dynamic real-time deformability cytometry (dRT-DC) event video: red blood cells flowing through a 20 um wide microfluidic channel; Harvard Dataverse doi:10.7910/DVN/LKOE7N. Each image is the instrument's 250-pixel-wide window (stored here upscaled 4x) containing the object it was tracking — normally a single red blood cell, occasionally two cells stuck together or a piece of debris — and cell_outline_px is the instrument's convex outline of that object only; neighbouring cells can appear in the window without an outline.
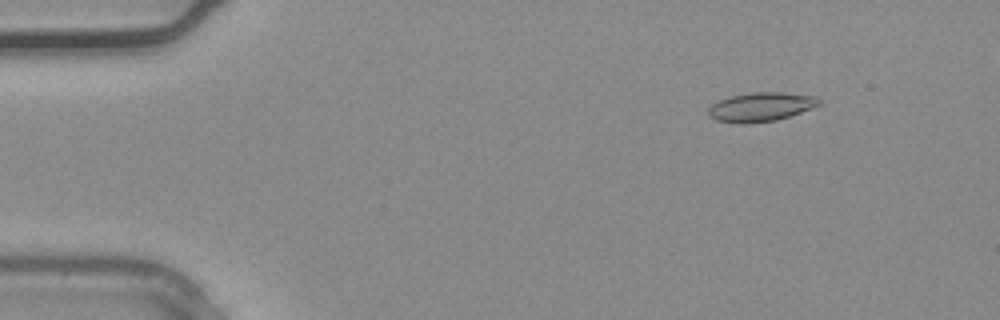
{"species": "common noctule bat (a hibernating species)", "species_latin": "Nyctalus noctula", "temperature_condition": "warm", "stored_images_in_passage": 36, "camera_frame_rate_fps": 3000, "um_per_image_px": 0.085, "animal": {"sex": "male", "body_mass_g": 20.4}, "frame": {"image": 1, "passage_image": 5, "time_ms": 1.333, "image_size_px": [1000, 320], "cell_outline_px": [[820, 104], [800, 112], [776, 120], [740, 124], [716, 120], [708, 116], [708, 108], [712, 104], [720, 100], [732, 96], [752, 92], [780, 92], [816, 96], [820, 100]], "centroid_in_image_um": [64.64, 9.08], "position_along_channel_um": 20.4, "area_um2": 18.5}}
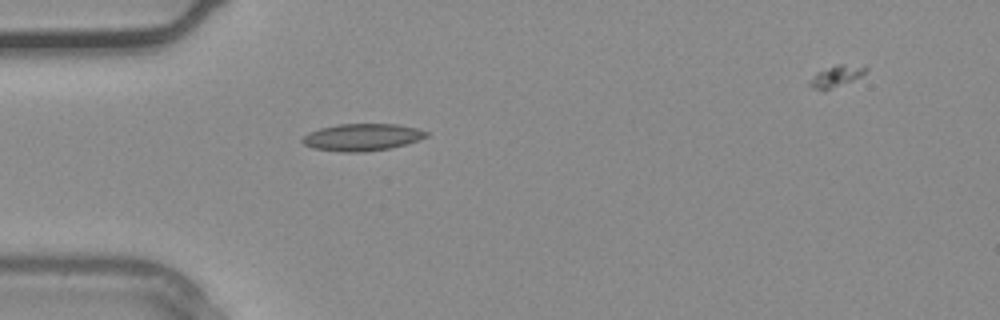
{"frame": {"image": 2, "passage_image": 11, "time_ms": 3.333, "image_size_px": [1000, 320], "cell_outline_px": [[428, 136], [420, 140], [388, 148], [364, 152], [340, 152], [312, 148], [304, 144], [300, 140], [308, 132], [320, 128], [336, 124], [396, 124], [416, 128], [428, 132]], "centroid_in_image_um": [30.75, 11.66], "position_along_channel_um": 54.3, "area_um2": 19.59}}
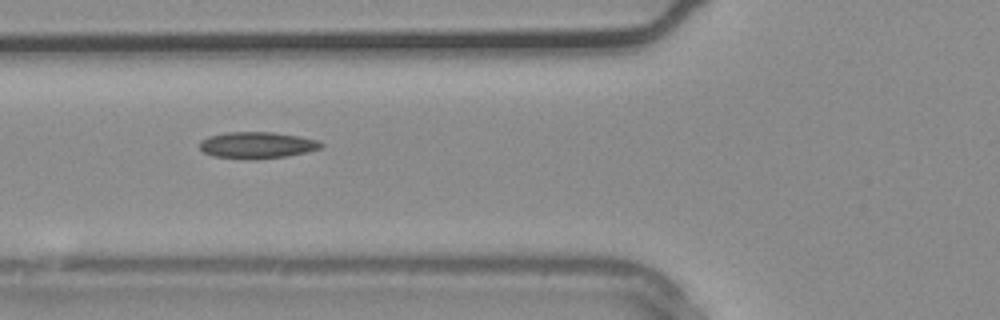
{"frame": {"image": 3, "passage_image": 14, "time_ms": 4.333, "image_size_px": [1000, 320], "cell_outline_px": [[324, 144], [320, 148], [308, 152], [288, 156], [256, 160], [248, 160], [212, 156], [204, 152], [200, 148], [200, 140], [208, 136], [228, 132], [272, 132], [300, 136], [316, 140]], "centroid_in_image_um": [21.84, 12.35], "position_along_channel_um": 104.0, "area_um2": 19.02}}